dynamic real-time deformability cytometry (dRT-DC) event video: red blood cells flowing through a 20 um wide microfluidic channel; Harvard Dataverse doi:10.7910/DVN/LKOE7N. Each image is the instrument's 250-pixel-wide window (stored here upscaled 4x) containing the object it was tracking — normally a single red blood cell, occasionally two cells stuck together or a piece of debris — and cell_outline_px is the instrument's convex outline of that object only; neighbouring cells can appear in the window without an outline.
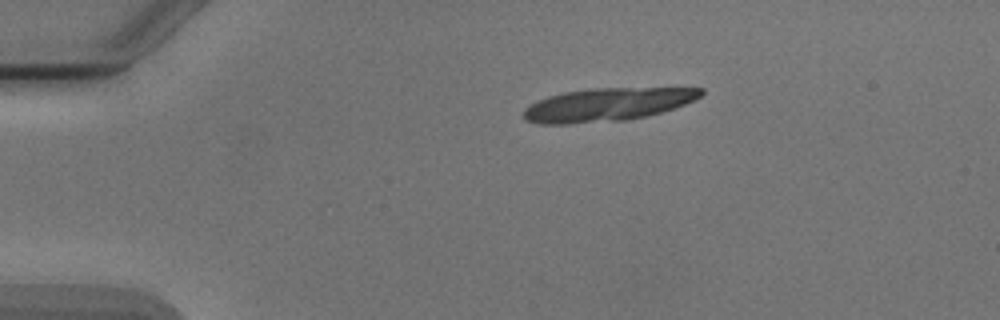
{"species": "Egyptian fruit bat (a non-hibernating species)", "species_latin": "Rousettus aegyptiacus", "temperature_condition": "cold", "stored_images_in_passage": 3, "camera_frame_rate_fps": 3000, "um_per_image_px": 0.085, "animal": {"sex": "male"}, "frame": {"image": 1, "passage_image": 1, "time_ms": 0.0, "image_size_px": [1000, 320], "cell_outline_px": [[704, 92], [700, 96], [676, 108], [648, 116], [628, 120], [568, 124], [540, 124], [528, 120], [524, 116], [524, 108], [548, 96], [564, 92], [588, 88], [704, 88]], "centroid_in_image_um": [51.64, 8.89], "position_along_channel_um": 33.4, "area_um2": 34.16}}